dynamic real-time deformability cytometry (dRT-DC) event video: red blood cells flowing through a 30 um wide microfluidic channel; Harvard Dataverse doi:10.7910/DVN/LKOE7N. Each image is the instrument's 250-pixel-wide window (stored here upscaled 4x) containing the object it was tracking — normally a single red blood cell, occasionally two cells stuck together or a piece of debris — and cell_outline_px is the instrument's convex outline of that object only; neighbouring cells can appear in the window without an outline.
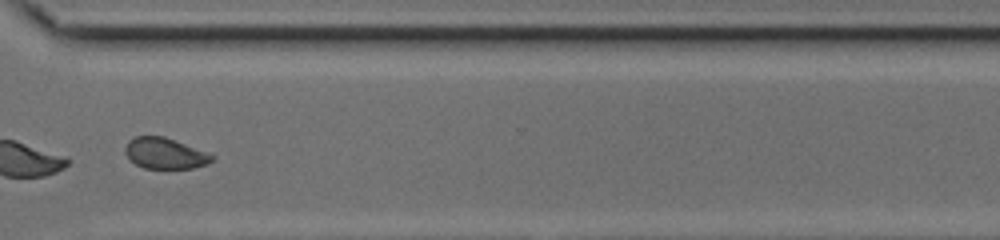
{"species": "common noctule bat (a hibernating species)", "species_latin": "Nyctalus noctula", "temperature_condition": "cold", "stored_images_in_passage": 43, "segment_of_instrument_passage": [2, 2], "camera_frame_rate_fps": 3000, "um_per_image_px": 0.085, "animal": {"sex": "female", "body_mass_g": 17.0, "forearm_length_mm": 48.0}, "frame": {"image": 1, "passage_image": 32, "time_ms": 10.333, "image_size_px": [1000, 240], "cell_outline_px": [[216, 156], [208, 164], [192, 168], [144, 168], [136, 164], [124, 152], [124, 148], [128, 140], [136, 136], [164, 136]], "centroid_in_image_um": [14.01, 13.03], "position_along_channel_um": 356.6, "area_um2": 15.49}}